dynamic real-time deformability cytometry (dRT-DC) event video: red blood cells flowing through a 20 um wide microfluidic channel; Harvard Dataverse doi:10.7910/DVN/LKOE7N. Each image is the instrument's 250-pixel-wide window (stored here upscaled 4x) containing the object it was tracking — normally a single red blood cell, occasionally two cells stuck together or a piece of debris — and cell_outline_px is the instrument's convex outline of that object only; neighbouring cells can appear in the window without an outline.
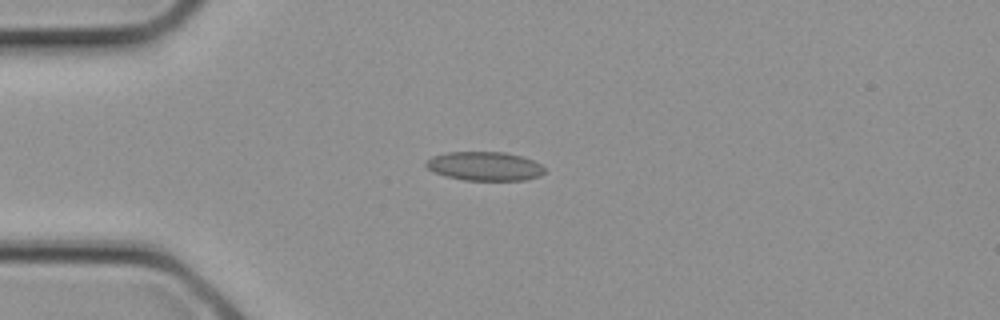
{"species": "common noctule bat (a hibernating species)", "species_latin": "Nyctalus noctula", "temperature_condition": "cold", "stored_images_in_passage": 1, "camera_frame_rate_fps": 3000, "um_per_image_px": 0.085, "animal": {"sex": "female", "body_mass_g": 21.9}, "frame": {"image": 1, "passage_image": 1, "time_ms": 0.0, "image_size_px": [1000, 320], "cell_outline_px": [[544, 172], [540, 176], [524, 180], [464, 180], [444, 176], [428, 168], [424, 164], [424, 160], [432, 156], [448, 152], [504, 152], [520, 156], [532, 160], [540, 164], [544, 168]], "centroid_in_image_um": [41.16, 14.12], "position_along_channel_um": 43.8, "area_um2": 19.94}}